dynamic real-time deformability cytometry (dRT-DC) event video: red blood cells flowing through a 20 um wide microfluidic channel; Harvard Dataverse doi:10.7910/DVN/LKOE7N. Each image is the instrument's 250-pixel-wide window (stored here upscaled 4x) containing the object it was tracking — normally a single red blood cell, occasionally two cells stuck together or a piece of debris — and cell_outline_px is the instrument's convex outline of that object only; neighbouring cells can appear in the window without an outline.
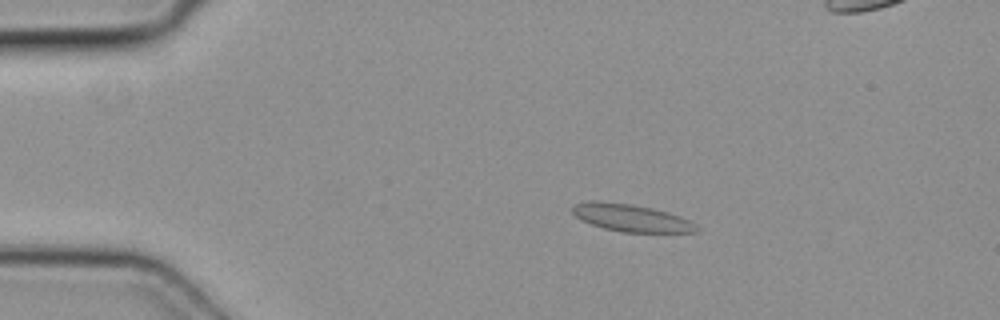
{"species": "common noctule bat (a hibernating species)", "species_latin": "Nyctalus noctula", "temperature_condition": "cold", "stored_images_in_passage": 5, "camera_frame_rate_fps": 3000, "um_per_image_px": 0.085, "animal": {"sex": "female", "body_mass_g": 19.3, "forearm_length_mm": 54.1}, "frame": {"image": 1, "passage_image": 3, "time_ms": 0.667, "image_size_px": [1000, 320], "cell_outline_px": [[700, 228], [696, 232], [620, 232], [604, 228], [580, 220], [572, 212], [572, 204], [588, 200], [600, 200], [632, 204], [652, 208], [668, 212], [680, 216], [696, 224]], "centroid_in_image_um": [53.61, 18.5], "position_along_channel_um": 31.4, "area_um2": 20.0}}